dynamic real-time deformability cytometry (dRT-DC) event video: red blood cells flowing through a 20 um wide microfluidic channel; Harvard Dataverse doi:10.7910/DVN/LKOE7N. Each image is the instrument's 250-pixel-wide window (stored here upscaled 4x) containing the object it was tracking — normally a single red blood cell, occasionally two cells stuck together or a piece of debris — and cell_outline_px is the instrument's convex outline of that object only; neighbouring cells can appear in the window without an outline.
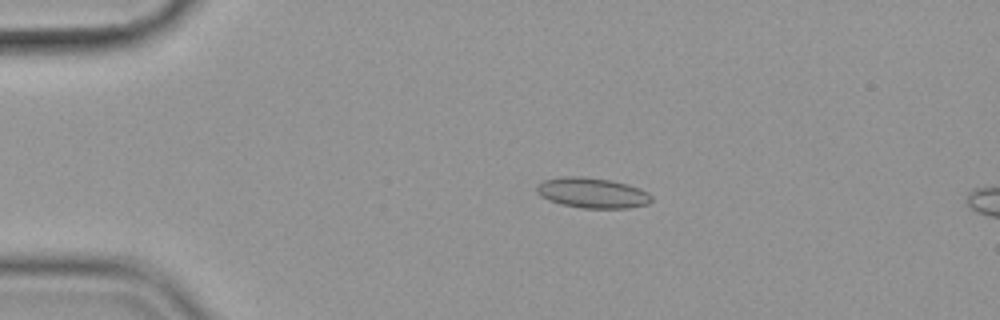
{"species": "common noctule bat (a hibernating species)", "species_latin": "Nyctalus noctula", "temperature_condition": "cold", "stored_images_in_passage": 8, "camera_frame_rate_fps": 3000, "um_per_image_px": 0.085, "animal": {"sex": "female", "body_mass_g": 19.9}, "frame": {"image": 1, "passage_image": 3, "time_ms": 0.667, "image_size_px": [1000, 320], "cell_outline_px": [[652, 200], [648, 204], [628, 208], [580, 208], [548, 200], [540, 196], [536, 192], [536, 188], [544, 180], [560, 176], [580, 176], [608, 180], [628, 184], [640, 188], [648, 192], [652, 196]], "centroid_in_image_um": [50.36, 16.39], "position_along_channel_um": 34.6, "area_um2": 20.29}}